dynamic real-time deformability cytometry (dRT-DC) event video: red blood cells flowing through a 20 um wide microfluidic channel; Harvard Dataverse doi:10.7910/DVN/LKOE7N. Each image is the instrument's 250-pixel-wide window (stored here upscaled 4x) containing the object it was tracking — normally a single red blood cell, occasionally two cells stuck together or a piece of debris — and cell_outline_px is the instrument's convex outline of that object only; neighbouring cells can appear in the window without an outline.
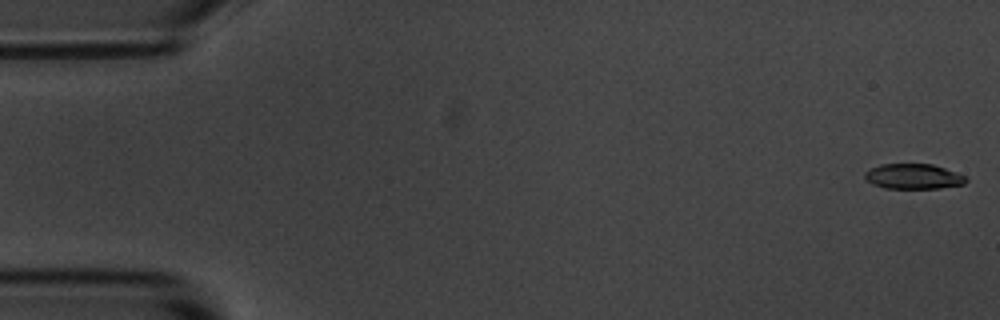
{"species": "common noctule bat (a hibernating species)", "species_latin": "Nyctalus noctula", "temperature_condition": "room temperature", "stored_images_in_passage": 56, "camera_frame_rate_fps": 3000, "um_per_image_px": 0.085, "animal": {"sex": "male", "body_mass_g": 20.1, "forearm_length_mm": 53.5}, "frame": {"image": 1, "passage_image": 1, "time_ms": 0.0, "image_size_px": [1000, 320], "cell_outline_px": [[968, 180], [964, 184], [940, 188], [884, 188], [872, 184], [864, 176], [864, 172], [880, 164], [932, 164], [944, 168], [964, 176]], "centroid_in_image_um": [77.62, 15.0], "position_along_channel_um": 7.4, "area_um2": 14.68}}
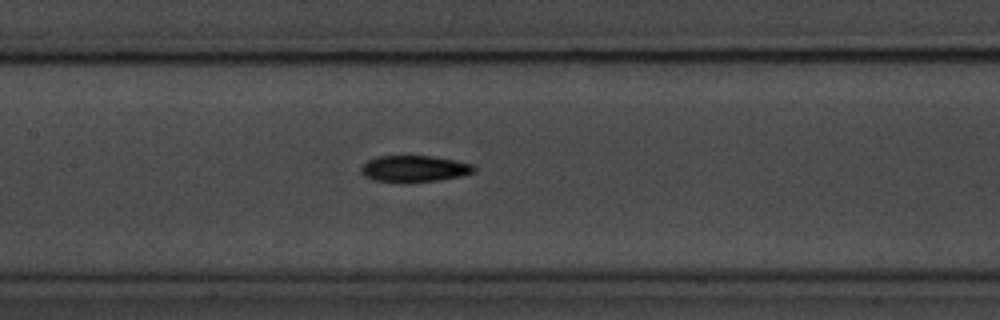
{"frame": {"image": 2, "passage_image": 26, "time_ms": 8.333, "image_size_px": [1000, 320], "cell_outline_px": [[476, 168], [472, 172], [460, 176], [440, 180], [408, 184], [404, 184], [372, 180], [364, 176], [360, 172], [360, 168], [368, 160], [376, 156], [432, 156], [456, 160], [472, 164]], "centroid_in_image_um": [35.16, 14.37], "position_along_channel_um": 172.2, "area_um2": 17.86}}
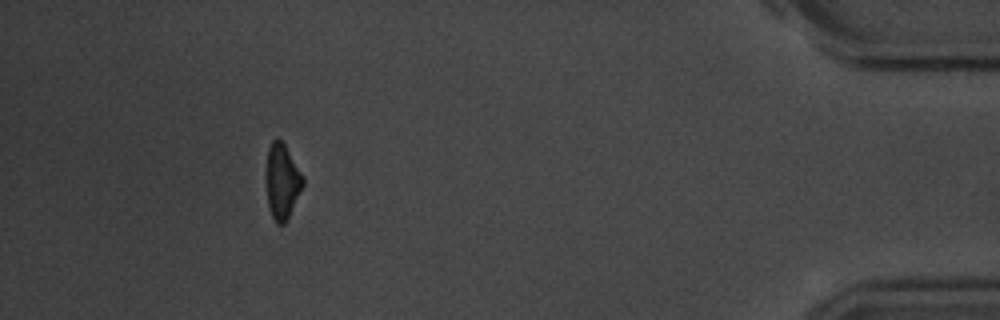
{"frame": {"image": 3, "passage_image": 51, "time_ms": 16.667, "image_size_px": [1000, 320], "cell_outline_px": [[304, 184], [284, 224], [276, 224], [272, 216], [268, 204], [264, 176], [268, 148], [272, 140], [280, 140], [284, 144], [304, 176]], "centroid_in_image_um": [23.95, 15.4], "position_along_channel_um": 411.3, "area_um2": 16.18}, "authors_computed_cell_mechanics": {"area_um2": 16.762, "velocity_mm_per_s": 3.5939, "shape_relaxation_time_tau1_ms": 4.3383, "shape_relaxation_time_tau2_ms": null, "deformation_change_tau1": 0.1489, "deformation_change_tau2": null}}